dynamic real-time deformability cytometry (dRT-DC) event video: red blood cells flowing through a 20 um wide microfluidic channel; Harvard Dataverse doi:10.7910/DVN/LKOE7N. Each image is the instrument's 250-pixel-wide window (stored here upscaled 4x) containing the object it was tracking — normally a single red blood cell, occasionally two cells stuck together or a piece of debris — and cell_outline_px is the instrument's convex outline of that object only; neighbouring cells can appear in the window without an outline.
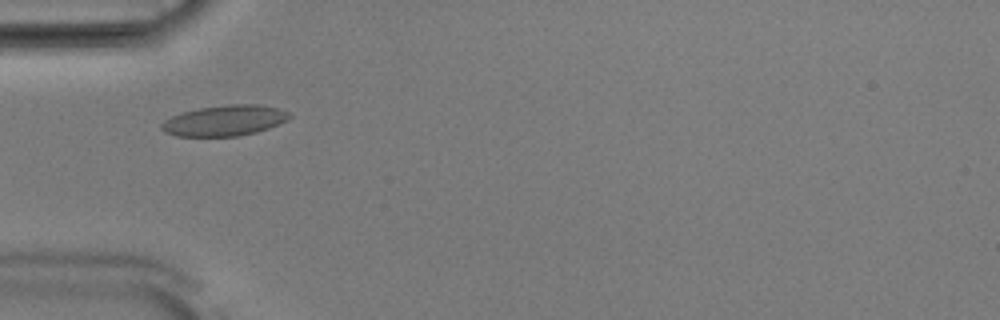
{"species": "Egyptian fruit bat (a non-hibernating species)", "species_latin": "Rousettus aegyptiacus", "temperature_condition": "room temperature", "stored_images_in_passage": 51, "camera_frame_rate_fps": 3000, "um_per_image_px": 0.085, "animal": {"sex": "male"}, "frame": {"image": 1, "passage_image": 15, "time_ms": 4.667, "image_size_px": [1000, 320], "cell_outline_px": [[292, 116], [288, 120], [268, 128], [256, 132], [236, 136], [176, 136], [164, 132], [160, 128], [160, 124], [164, 120], [172, 116], [184, 112], [200, 108], [228, 104], [260, 104], [276, 108], [288, 112]], "centroid_in_image_um": [19.08, 10.25], "position_along_channel_um": 65.9, "area_um2": 22.77}}
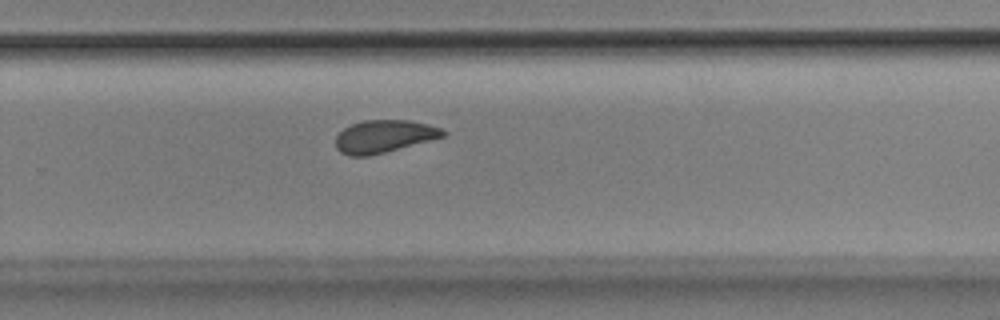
{"frame": {"image": 2, "passage_image": 33, "time_ms": 10.667, "image_size_px": [1000, 320], "cell_outline_px": [[448, 132], [444, 136], [384, 152], [368, 156], [348, 156], [340, 152], [336, 148], [336, 136], [344, 128], [352, 124], [364, 120], [408, 120], [428, 124], [440, 128]], "centroid_in_image_um": [32.61, 11.59], "position_along_channel_um": 297.2, "area_um2": 20.17}}
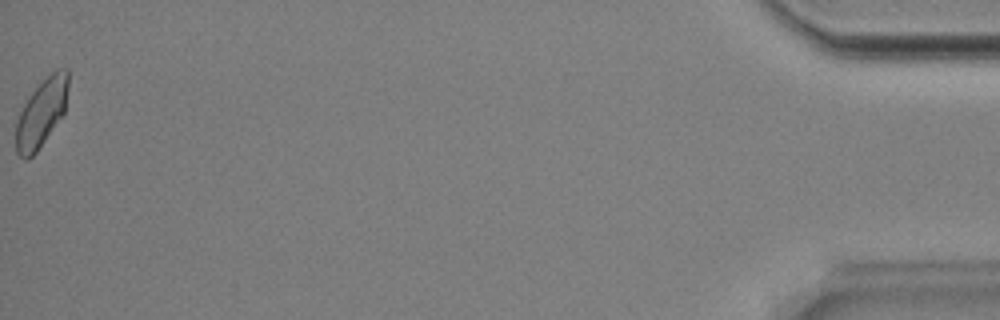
{"frame": {"image": 3, "passage_image": 51, "time_ms": 16.667, "image_size_px": [1000, 320], "cell_outline_px": [[68, 88], [64, 112], [36, 152], [28, 160], [24, 160], [16, 152], [16, 120], [28, 96], [56, 68], [68, 68]], "centroid_in_image_um": [3.51, 9.59], "position_along_channel_um": 431.7, "area_um2": 20.4}, "authors_computed_cell_mechanics": {"area_um2": 21.2126, "velocity_mm_per_s": 3.871, "shape_relaxation_time_tau1_ms": 3.5341, "shape_relaxation_time_tau2_ms": 1.895, "deformation_change_tau1": 0.0946, "deformation_change_tau2": 0.049}}